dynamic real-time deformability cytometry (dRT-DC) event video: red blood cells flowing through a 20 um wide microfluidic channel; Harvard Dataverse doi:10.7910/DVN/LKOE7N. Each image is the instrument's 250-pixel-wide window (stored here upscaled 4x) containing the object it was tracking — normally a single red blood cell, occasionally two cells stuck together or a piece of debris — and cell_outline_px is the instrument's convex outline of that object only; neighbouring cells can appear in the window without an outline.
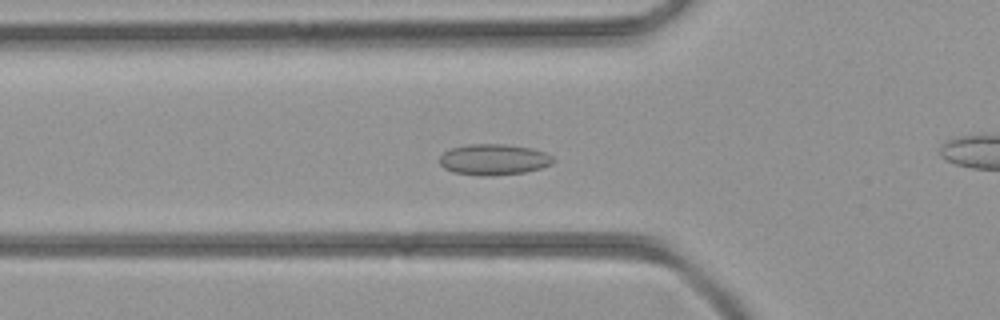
{"species": "common noctule bat (a hibernating species)", "species_latin": "Nyctalus noctula", "temperature_condition": "room temperature", "stored_images_in_passage": 36, "camera_frame_rate_fps": 3000, "um_per_image_px": 0.085, "animal": {"sex": "female", "body_mass_g": 21.9}, "frame": {"image": 1, "passage_image": 14, "time_ms": 4.333, "image_size_px": [1000, 320], "cell_outline_px": [[556, 160], [552, 164], [540, 168], [524, 172], [492, 176], [476, 176], [452, 172], [444, 168], [440, 164], [440, 156], [444, 152], [452, 148], [468, 144], [504, 144], [532, 148], [544, 152], [552, 156]], "centroid_in_image_um": [41.96, 13.57], "position_along_channel_um": 83.8, "area_um2": 20.63}}
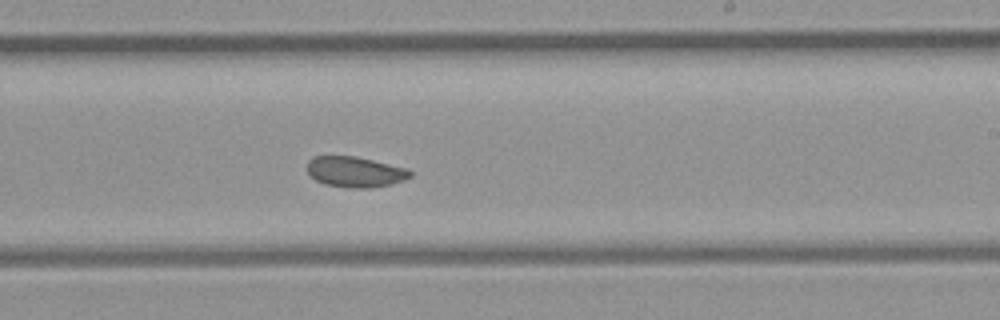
{"frame": {"image": 2, "passage_image": 25, "time_ms": 8.0, "image_size_px": [1000, 320], "cell_outline_px": [[412, 176], [404, 180], [392, 184], [372, 188], [352, 188], [324, 184], [316, 180], [308, 172], [308, 160], [312, 156], [356, 156], [408, 168], [412, 172]], "centroid_in_image_um": [30.22, 14.61], "position_along_channel_um": 258.8, "area_um2": 18.5}}
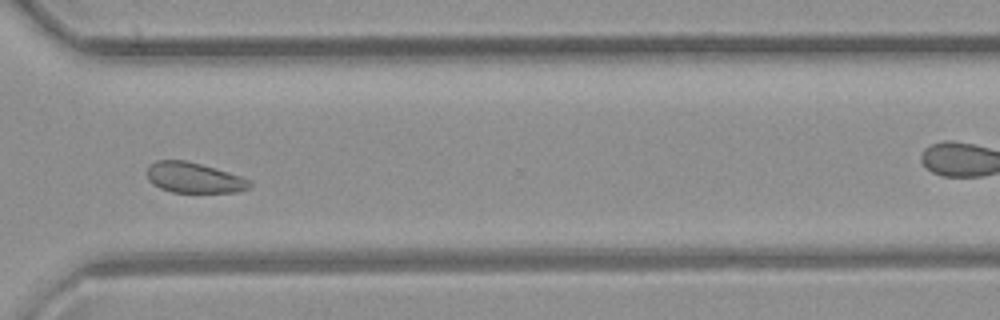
{"frame": {"image": 3, "passage_image": 31, "time_ms": 10.0, "image_size_px": [1000, 320], "cell_outline_px": [[252, 184], [248, 188], [240, 192], [172, 192], [160, 188], [152, 184], [148, 180], [148, 164], [156, 160], [184, 160], [200, 164], [228, 172], [252, 180]], "centroid_in_image_um": [16.48, 15.11], "position_along_channel_um": 354.1, "area_um2": 18.21}}